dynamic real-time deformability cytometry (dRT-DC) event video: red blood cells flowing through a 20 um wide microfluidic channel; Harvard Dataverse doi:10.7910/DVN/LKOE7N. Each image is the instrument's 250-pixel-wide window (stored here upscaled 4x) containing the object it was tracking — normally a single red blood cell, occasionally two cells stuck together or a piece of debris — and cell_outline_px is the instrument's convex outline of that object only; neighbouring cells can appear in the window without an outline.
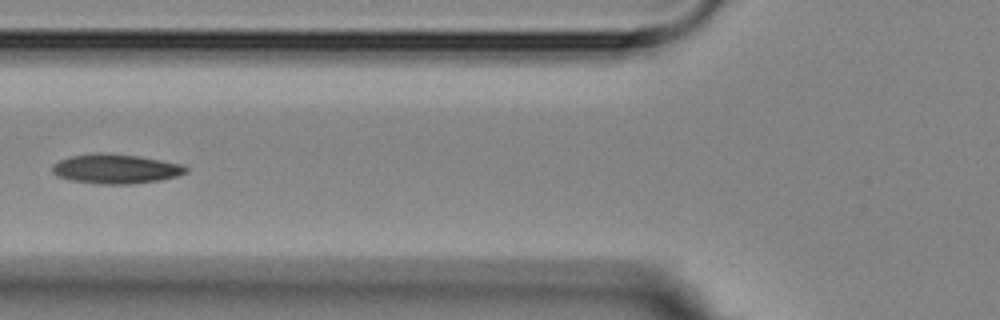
{"species": "Egyptian fruit bat (a non-hibernating species)", "species_latin": "Rousettus aegyptiacus", "temperature_condition": "room temperature", "stored_images_in_passage": 7, "camera_frame_rate_fps": 3000, "um_per_image_px": 0.085, "animal": {"sex": "female"}, "frame": {"image": 1, "passage_image": 5, "time_ms": 5.667, "image_size_px": [1000, 320], "cell_outline_px": [[188, 172], [176, 176], [160, 180], [128, 184], [96, 184], [72, 180], [56, 176], [52, 172], [52, 164], [60, 160], [72, 156], [100, 152], [136, 156], [160, 160], [180, 164], [188, 168]], "centroid_in_image_um": [9.81, 14.36], "position_along_channel_um": 116.0, "area_um2": 22.77}}
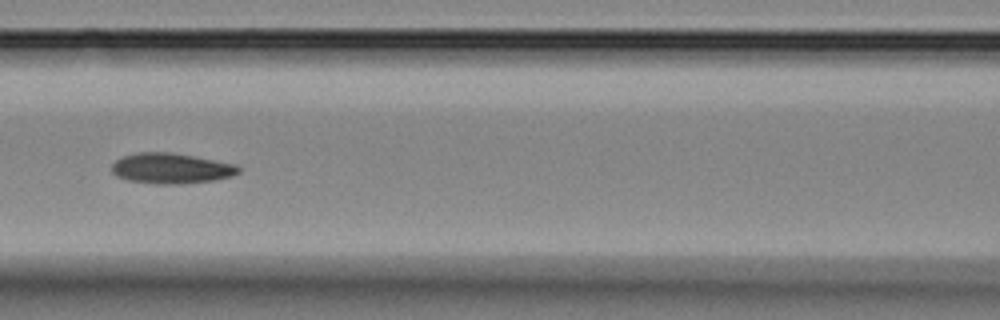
{"frame": {"image": 2, "passage_image": 6, "time_ms": 6.667, "image_size_px": [1000, 320], "cell_outline_px": [[240, 172], [232, 176], [212, 180], [184, 184], [156, 184], [128, 180], [116, 176], [112, 172], [112, 164], [116, 160], [124, 156], [136, 152], [172, 152], [236, 164], [240, 168]], "centroid_in_image_um": [14.54, 14.31], "position_along_channel_um": 152.1, "area_um2": 22.54}}
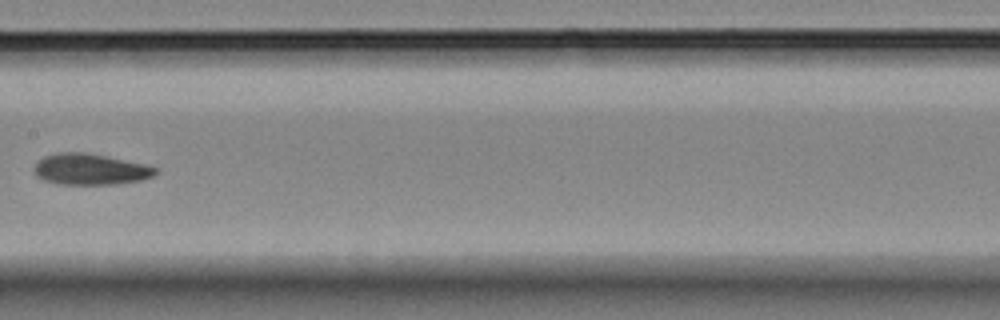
{"frame": {"image": 3, "passage_image": 7, "time_ms": 8.0, "image_size_px": [1000, 320], "cell_outline_px": [[156, 176], [140, 180], [116, 184], [56, 184], [44, 180], [36, 176], [32, 172], [32, 168], [44, 156], [60, 152], [84, 152], [144, 164], [156, 168]], "centroid_in_image_um": [7.63, 14.4], "position_along_channel_um": 199.8, "area_um2": 21.91}}